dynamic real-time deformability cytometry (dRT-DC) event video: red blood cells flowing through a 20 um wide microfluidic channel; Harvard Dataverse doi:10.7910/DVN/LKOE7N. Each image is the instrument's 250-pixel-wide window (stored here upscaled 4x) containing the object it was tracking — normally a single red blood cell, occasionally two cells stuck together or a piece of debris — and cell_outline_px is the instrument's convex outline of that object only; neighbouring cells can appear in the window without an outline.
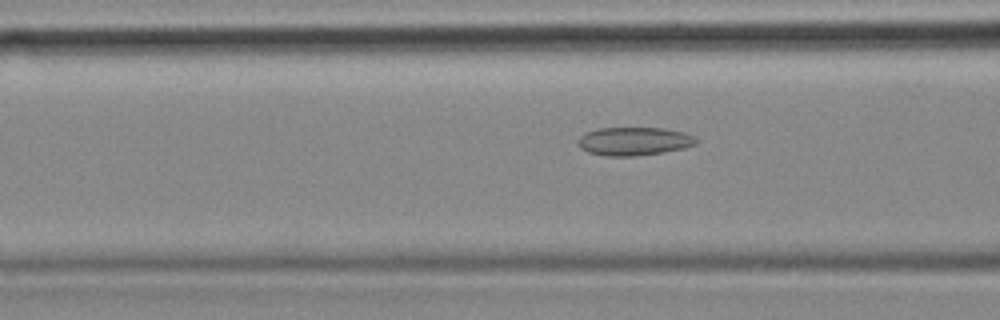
{"species": "common noctule bat (a hibernating species)", "species_latin": "Nyctalus noctula", "temperature_condition": "cold", "stored_images_in_passage": 19, "camera_frame_rate_fps": 3000, "um_per_image_px": 0.085, "animal": {"sex": "female", "body_mass_g": 18.4}, "frame": {"image": 1, "passage_image": 16, "time_ms": 5.0, "image_size_px": [1000, 320], "cell_outline_px": [[700, 140], [696, 144], [684, 148], [664, 152], [632, 156], [604, 156], [588, 152], [580, 148], [576, 140], [584, 132], [596, 128], [664, 128], [684, 132], [696, 136]], "centroid_in_image_um": [53.89, 12.0], "position_along_channel_um": 112.7, "area_um2": 19.83}}